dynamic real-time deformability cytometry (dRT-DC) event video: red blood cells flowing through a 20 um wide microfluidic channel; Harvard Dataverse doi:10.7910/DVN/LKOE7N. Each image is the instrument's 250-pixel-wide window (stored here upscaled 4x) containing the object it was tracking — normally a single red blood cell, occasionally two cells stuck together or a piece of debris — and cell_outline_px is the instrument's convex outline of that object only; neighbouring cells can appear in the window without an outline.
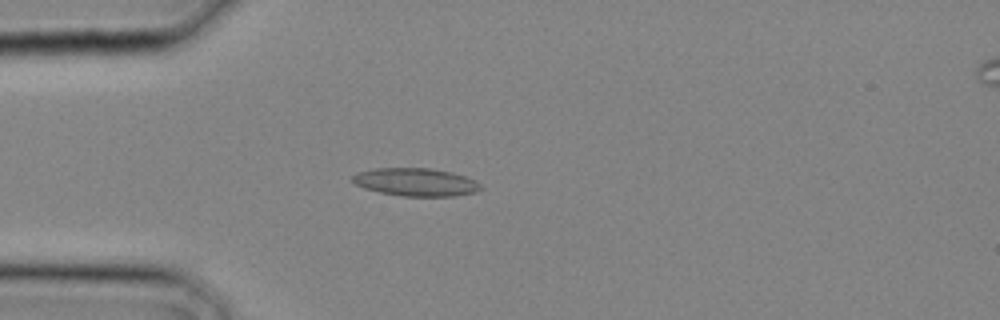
{"species": "common noctule bat (a hibernating species)", "species_latin": "Nyctalus noctula", "temperature_condition": "cold", "stored_images_in_passage": 2, "camera_frame_rate_fps": 3000, "um_per_image_px": 0.085, "animal": {"sex": "male", "body_mass_g": 20.4}, "frame": {"image": 1, "passage_image": 2, "time_ms": 0.333, "image_size_px": [1000, 320], "cell_outline_px": [[484, 188], [476, 192], [452, 196], [404, 196], [380, 192], [364, 188], [356, 184], [352, 180], [352, 176], [356, 172], [372, 168], [428, 168], [452, 172], [476, 180]], "centroid_in_image_um": [35.35, 15.47], "position_along_channel_um": 49.7, "area_um2": 20.92}}